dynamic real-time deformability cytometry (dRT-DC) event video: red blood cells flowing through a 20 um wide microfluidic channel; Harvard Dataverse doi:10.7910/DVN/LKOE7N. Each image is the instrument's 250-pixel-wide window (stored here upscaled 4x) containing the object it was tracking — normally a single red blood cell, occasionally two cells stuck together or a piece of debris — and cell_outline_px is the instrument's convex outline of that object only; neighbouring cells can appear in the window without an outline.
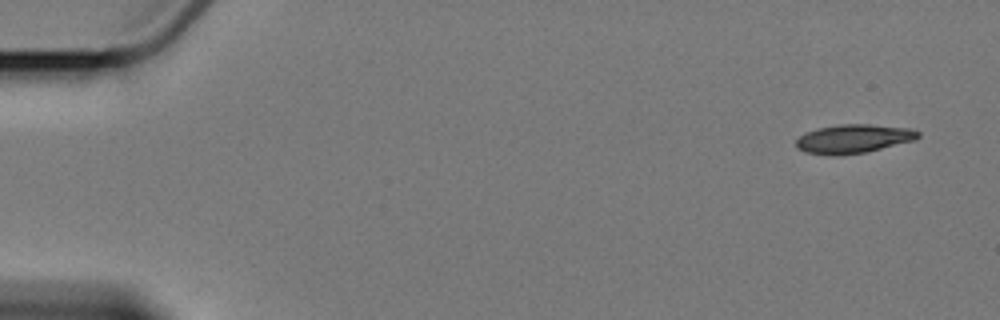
{"species": "Egyptian fruit bat (a non-hibernating species)", "species_latin": "Rousettus aegyptiacus", "temperature_condition": "cold", "stored_images_in_passage": 6, "camera_frame_rate_fps": 3000, "um_per_image_px": 0.085, "animal": {"sex": "female"}, "frame": {"image": 1, "passage_image": 1, "time_ms": 0.0, "image_size_px": [1000, 320], "cell_outline_px": [[920, 136], [916, 140], [864, 152], [836, 156], [832, 156], [804, 152], [796, 148], [796, 140], [804, 132], [816, 128], [840, 124], [868, 124], [912, 128], [920, 132]], "centroid_in_image_um": [72.52, 11.79], "position_along_channel_um": 12.5, "area_um2": 20.69}}
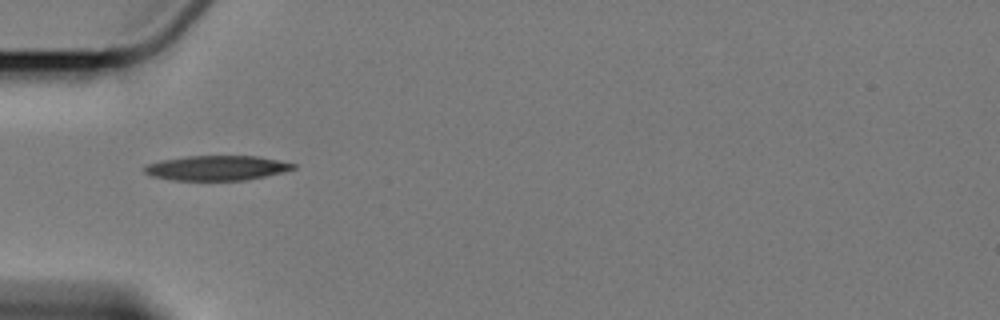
{"frame": {"image": 2, "passage_image": 5, "time_ms": 5.333, "image_size_px": [1000, 320], "cell_outline_px": [[296, 168], [264, 176], [244, 180], [172, 180], [152, 176], [144, 172], [144, 164], [160, 160], [188, 156], [256, 156], [296, 164]], "centroid_in_image_um": [18.35, 14.27], "position_along_channel_um": 66.7, "area_um2": 21.33}}
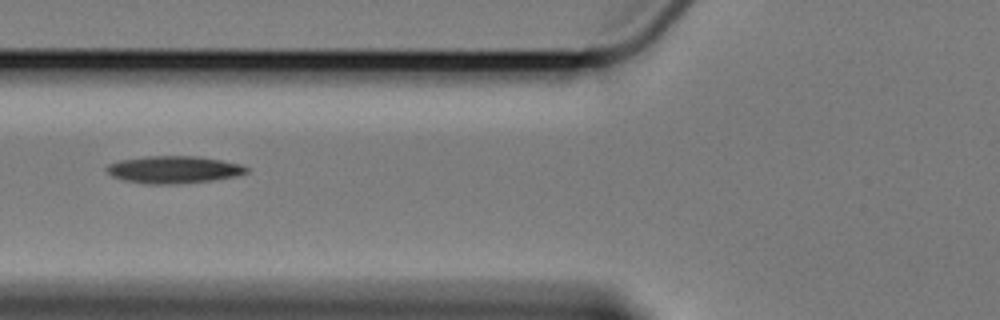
{"frame": {"image": 3, "passage_image": 6, "time_ms": 6.667, "image_size_px": [1000, 320], "cell_outline_px": [[248, 172], [236, 176], [212, 180], [176, 184], [144, 184], [124, 180], [112, 176], [104, 168], [108, 164], [120, 160], [144, 156], [200, 156], [240, 164], [248, 168]], "centroid_in_image_um": [14.74, 14.41], "position_along_channel_um": 111.1, "area_um2": 22.31}}